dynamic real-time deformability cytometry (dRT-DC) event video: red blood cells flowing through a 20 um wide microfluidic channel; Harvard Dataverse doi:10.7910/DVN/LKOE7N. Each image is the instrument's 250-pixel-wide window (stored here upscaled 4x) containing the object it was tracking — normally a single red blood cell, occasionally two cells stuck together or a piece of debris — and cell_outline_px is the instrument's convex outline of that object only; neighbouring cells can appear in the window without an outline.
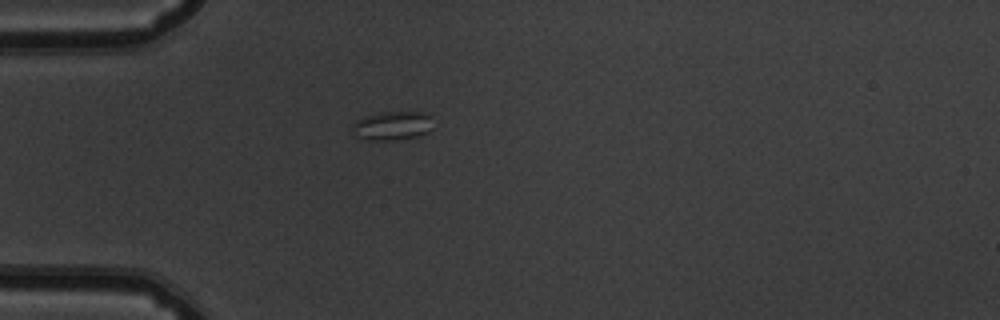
{"species": "common noctule bat (a hibernating species)", "species_latin": "Nyctalus noctula", "temperature_condition": "warm", "stored_images_in_passage": 32, "camera_frame_rate_fps": 3000, "um_per_image_px": 0.085, "animal": {"sex": "male", "body_mass_g": 19.5, "forearm_length_mm": 54.6}, "frame": {"image": 1, "passage_image": 1, "time_ms": 0.0, "image_size_px": [1000, 320], "cell_outline_px": [[432, 128], [428, 132], [416, 136], [392, 140], [368, 140], [356, 136], [352, 132], [352, 124], [356, 120], [380, 112], [420, 112], [428, 116]], "centroid_in_image_um": [33.29, 10.69], "position_along_channel_um": 51.7, "area_um2": 13.29}}
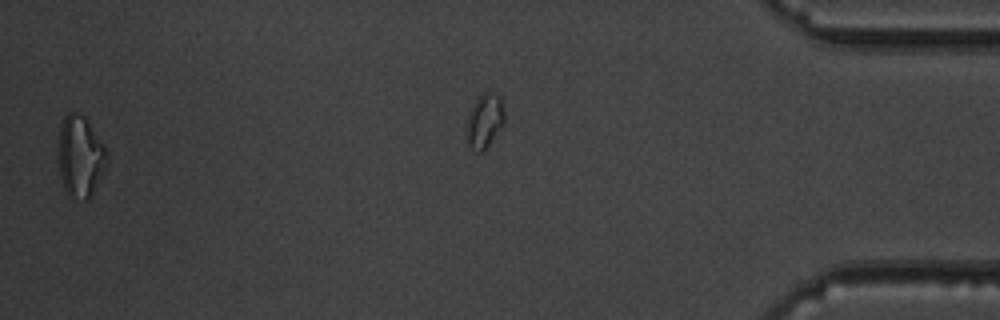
{"frame": {"image": 2, "passage_image": 31, "time_ms": 10.0, "image_size_px": [1000, 320], "cell_outline_px": [[108, 160], [88, 200], [72, 200], [68, 196], [64, 188], [60, 176], [60, 124], [64, 116], [68, 112], [76, 112], [84, 116], [104, 144], [108, 152]], "centroid_in_image_um": [6.83, 13.3], "position_along_channel_um": 428.4, "area_um2": 22.77}}